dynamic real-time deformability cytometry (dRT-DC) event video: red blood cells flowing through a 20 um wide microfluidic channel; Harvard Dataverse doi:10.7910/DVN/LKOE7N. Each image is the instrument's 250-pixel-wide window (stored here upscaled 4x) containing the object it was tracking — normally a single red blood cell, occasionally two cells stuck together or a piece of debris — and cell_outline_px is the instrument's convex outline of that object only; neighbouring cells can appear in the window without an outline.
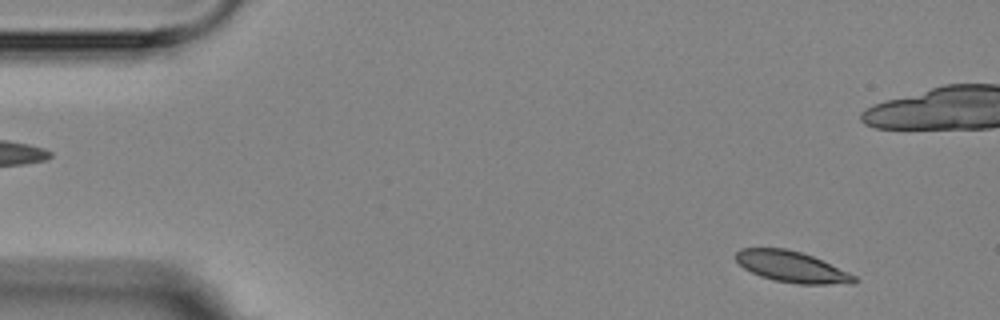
{"species": "Egyptian fruit bat (a non-hibernating species)", "species_latin": "Rousettus aegyptiacus", "temperature_condition": "room temperature", "stored_images_in_passage": 11, "camera_frame_rate_fps": 3000, "um_per_image_px": 0.085, "animal": {"sex": "female"}, "frame": {"image": 1, "passage_image": 1, "time_ms": 0.0, "image_size_px": [1000, 320], "cell_outline_px": [[856, 284], [796, 284], [776, 280], [760, 276], [744, 268], [736, 260], [736, 252], [740, 248], [784, 248], [800, 252], [812, 256], [848, 272], [856, 276]], "centroid_in_image_um": [67.3, 22.68], "position_along_channel_um": 17.7, "area_um2": 21.21}}
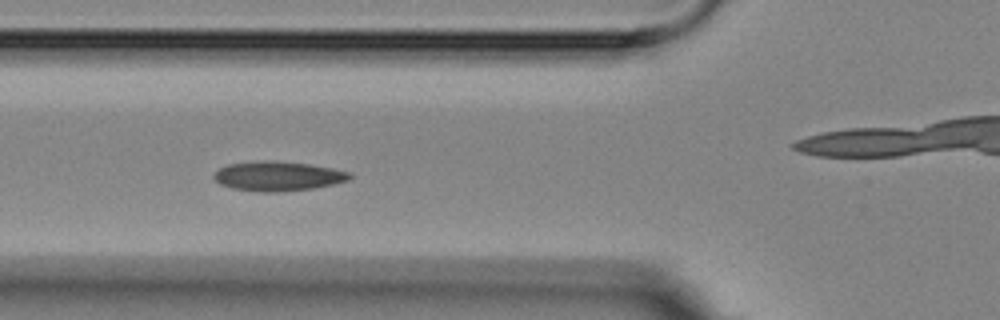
{"frame": {"image": 2, "passage_image": 5, "time_ms": 5.0, "image_size_px": [1000, 320], "cell_outline_px": [[352, 176], [348, 180], [332, 184], [312, 188], [280, 192], [260, 192], [232, 188], [220, 184], [212, 176], [220, 168], [228, 164], [252, 160], [276, 160], [308, 164], [332, 168], [352, 172]], "centroid_in_image_um": [23.6, 14.96], "position_along_channel_um": 102.2, "area_um2": 23.52}}
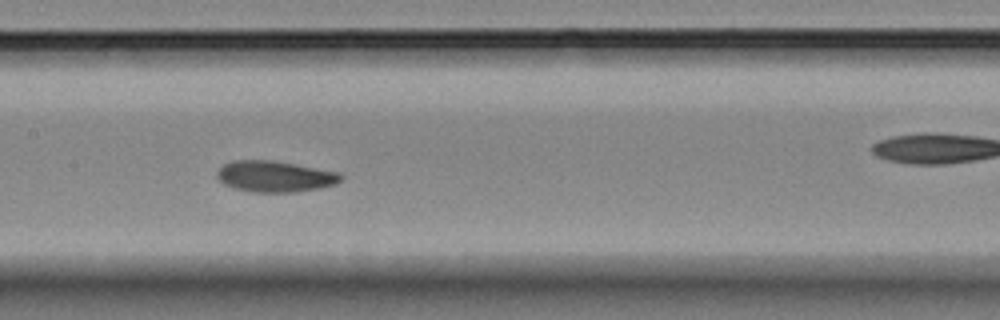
{"frame": {"image": 3, "passage_image": 7, "time_ms": 7.333, "image_size_px": [1000, 320], "cell_outline_px": [[344, 176], [336, 184], [320, 188], [296, 192], [252, 192], [232, 188], [224, 184], [216, 176], [216, 172], [224, 164], [232, 160], [272, 160], [340, 172]], "centroid_in_image_um": [23.36, 15.0], "position_along_channel_um": 184.0, "area_um2": 22.6}}